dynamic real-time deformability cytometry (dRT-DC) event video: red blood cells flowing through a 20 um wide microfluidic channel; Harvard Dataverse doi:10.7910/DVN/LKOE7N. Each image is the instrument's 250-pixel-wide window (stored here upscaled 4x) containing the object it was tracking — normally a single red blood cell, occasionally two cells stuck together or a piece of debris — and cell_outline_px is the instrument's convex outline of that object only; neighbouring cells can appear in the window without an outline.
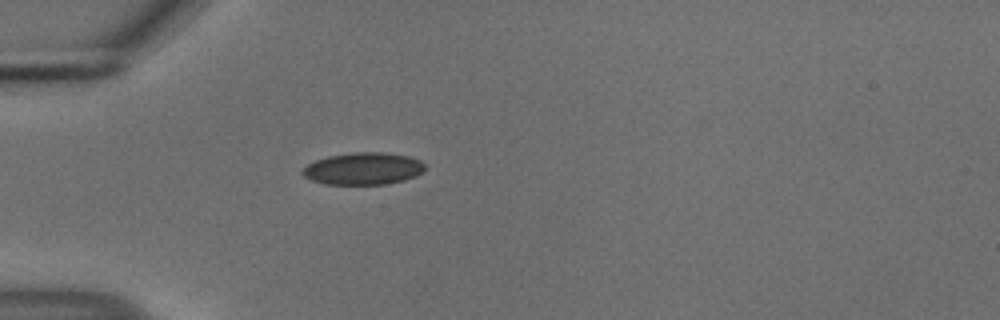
{"species": "common noctule bat (a hibernating species)", "species_latin": "Nyctalus noctula", "temperature_condition": "cold", "stored_images_in_passage": 1, "camera_frame_rate_fps": 3000, "um_per_image_px": 0.085, "animal": {"sex": "male", "body_mass_g": 18.8}, "frame": {"image": 1, "passage_image": 1, "time_ms": 0.0, "image_size_px": [1000, 320], "cell_outline_px": [[424, 168], [416, 176], [404, 180], [384, 184], [324, 184], [312, 180], [304, 176], [300, 172], [308, 164], [316, 160], [328, 156], [352, 152], [384, 152], [408, 156], [420, 160], [424, 164]], "centroid_in_image_um": [30.86, 14.33], "position_along_channel_um": 54.1, "area_um2": 22.83}}